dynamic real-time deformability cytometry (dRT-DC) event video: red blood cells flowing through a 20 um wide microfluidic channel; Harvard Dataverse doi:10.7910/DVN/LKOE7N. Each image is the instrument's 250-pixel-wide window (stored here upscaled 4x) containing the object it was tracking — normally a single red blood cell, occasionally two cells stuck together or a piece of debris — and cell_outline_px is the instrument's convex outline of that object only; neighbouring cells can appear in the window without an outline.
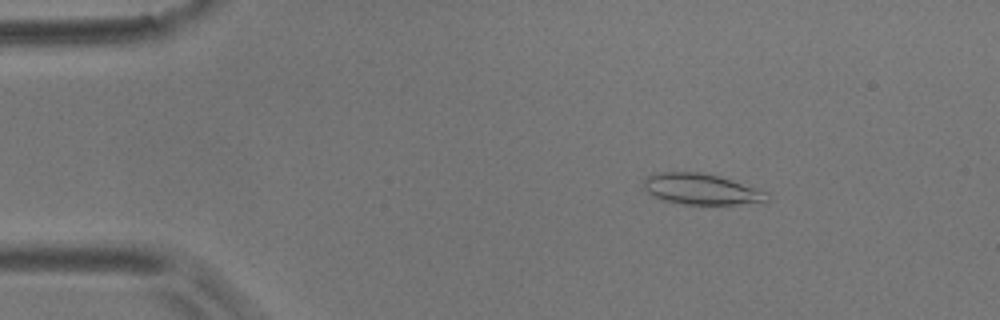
{"species": "common noctule bat (a hibernating species)", "species_latin": "Nyctalus noctula", "temperature_condition": "room temperature", "stored_images_in_passage": 4, "camera_frame_rate_fps": 3000, "um_per_image_px": 0.085, "animal": {"sex": "male", "body_mass_g": 17.9}, "frame": {"image": 1, "passage_image": 2, "time_ms": 0.333, "image_size_px": [1000, 320], "cell_outline_px": [[768, 200], [736, 204], [684, 204], [660, 200], [648, 192], [644, 188], [644, 180], [648, 176], [656, 172], [700, 172], [720, 176], [768, 192]], "centroid_in_image_um": [59.57, 16.07], "position_along_channel_um": 25.4, "area_um2": 22.02}}